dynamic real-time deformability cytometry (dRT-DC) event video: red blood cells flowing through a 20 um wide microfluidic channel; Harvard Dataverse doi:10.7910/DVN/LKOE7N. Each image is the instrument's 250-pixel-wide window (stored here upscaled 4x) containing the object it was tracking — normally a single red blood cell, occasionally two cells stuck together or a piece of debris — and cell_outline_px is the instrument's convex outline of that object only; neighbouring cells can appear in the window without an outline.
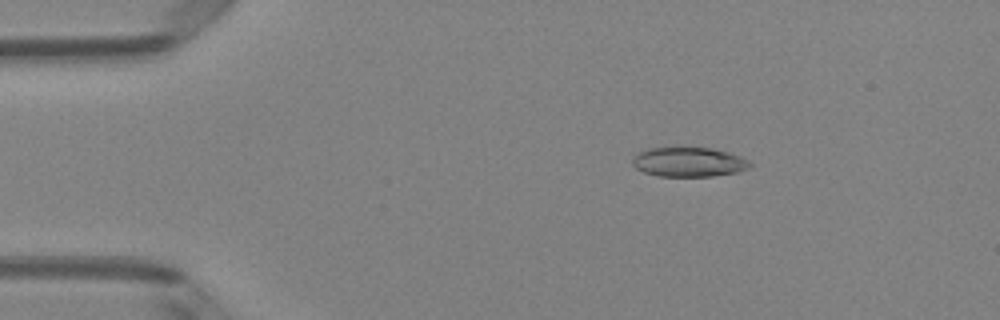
{"species": "Egyptian fruit bat (a non-hibernating species)", "species_latin": "Rousettus aegyptiacus", "temperature_condition": "room temperature", "stored_images_in_passage": 3, "camera_frame_rate_fps": 3000, "um_per_image_px": 0.085, "animal": {"sex": "female"}, "frame": {"image": 1, "passage_image": 1, "time_ms": 0.0, "image_size_px": [1000, 320], "cell_outline_px": [[752, 164], [748, 168], [740, 172], [712, 176], [656, 176], [644, 172], [636, 168], [632, 164], [632, 160], [636, 152], [648, 148], [676, 144], [712, 148], [728, 152], [740, 156], [748, 160]], "centroid_in_image_um": [58.5, 13.72], "position_along_channel_um": 26.5, "area_um2": 21.21}}
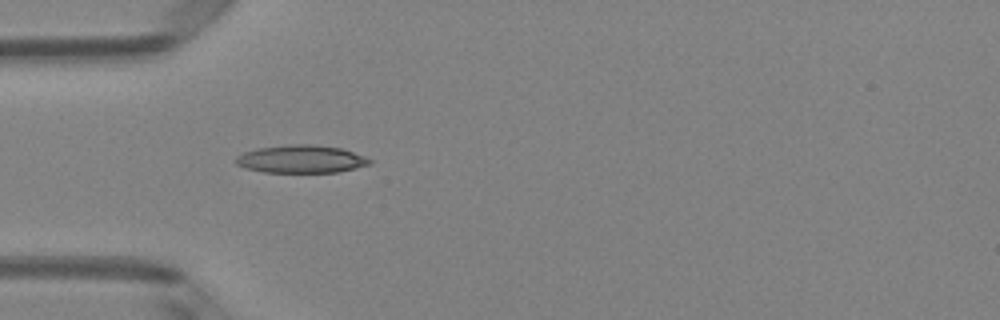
{"frame": {"image": 2, "passage_image": 3, "time_ms": 0.667, "image_size_px": [1000, 320], "cell_outline_px": [[372, 164], [336, 172], [264, 172], [244, 168], [236, 164], [236, 156], [244, 152], [256, 148], [288, 144], [312, 144], [340, 148], [364, 156], [372, 160]], "centroid_in_image_um": [25.57, 13.51], "position_along_channel_um": 59.4, "area_um2": 21.68}}